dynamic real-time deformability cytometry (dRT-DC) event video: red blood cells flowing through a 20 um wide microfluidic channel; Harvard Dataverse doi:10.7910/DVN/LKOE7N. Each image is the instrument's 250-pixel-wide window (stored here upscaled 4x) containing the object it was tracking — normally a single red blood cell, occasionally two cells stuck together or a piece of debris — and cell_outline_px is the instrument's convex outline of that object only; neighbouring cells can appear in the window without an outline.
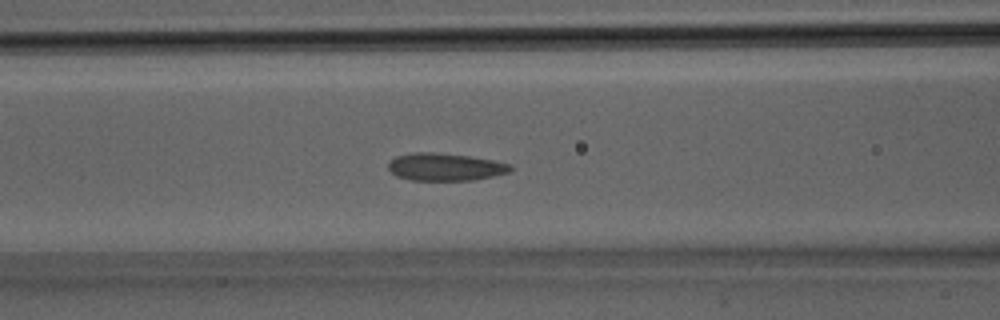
{"species": "Egyptian fruit bat (a non-hibernating species)", "species_latin": "Rousettus aegyptiacus", "temperature_condition": "room temperature", "stored_images_in_passage": 34, "segment_of_instrument_passage": [1, 2], "camera_frame_rate_fps": 3000, "um_per_image_px": 0.085, "animal": {"sex": "male"}, "frame": {"image": 1, "passage_image": 14, "time_ms": 4.333, "image_size_px": [1000, 320], "cell_outline_px": [[512, 168], [508, 172], [492, 176], [472, 180], [412, 180], [396, 176], [388, 168], [388, 164], [396, 156], [412, 152], [432, 152], [468, 156], [492, 160], [512, 164]], "centroid_in_image_um": [37.82, 14.18], "position_along_channel_um": 128.8, "area_um2": 19.42}}
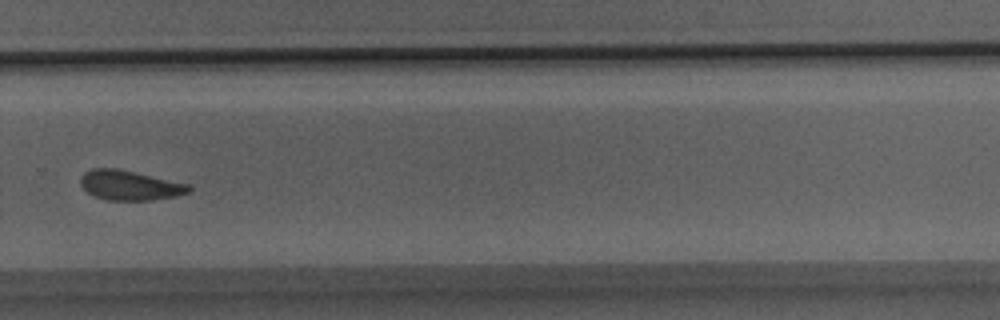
{"frame": {"image": 2, "passage_image": 23, "time_ms": 7.333, "image_size_px": [1000, 320], "cell_outline_px": [[192, 188], [188, 192], [176, 196], [152, 200], [108, 200], [96, 196], [88, 192], [80, 184], [80, 176], [84, 172], [92, 168], [116, 168], [192, 184]], "centroid_in_image_um": [11.05, 15.74], "position_along_channel_um": 318.7, "area_um2": 18.84}}
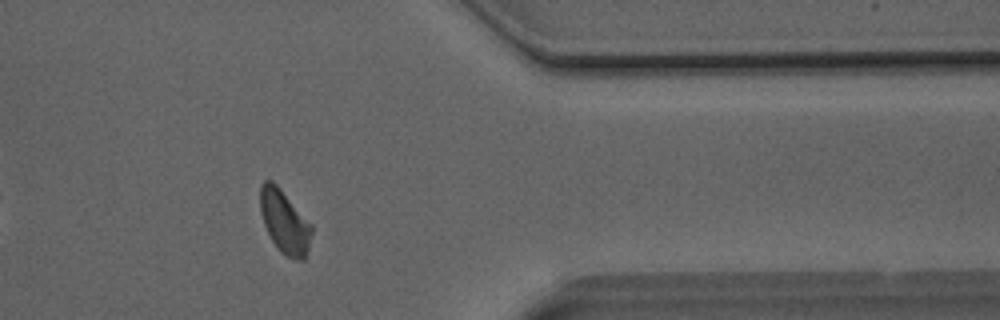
{"frame": {"image": 3, "passage_image": 27, "time_ms": 8.667, "image_size_px": [1000, 320], "cell_outline_px": [[312, 232], [308, 248], [304, 260], [300, 260], [284, 256], [280, 252], [272, 240], [264, 224], [260, 212], [260, 184], [264, 180], [272, 180], [280, 188], [312, 224]], "centroid_in_image_um": [24.18, 18.84], "position_along_channel_um": 387.2, "area_um2": 18.96}}